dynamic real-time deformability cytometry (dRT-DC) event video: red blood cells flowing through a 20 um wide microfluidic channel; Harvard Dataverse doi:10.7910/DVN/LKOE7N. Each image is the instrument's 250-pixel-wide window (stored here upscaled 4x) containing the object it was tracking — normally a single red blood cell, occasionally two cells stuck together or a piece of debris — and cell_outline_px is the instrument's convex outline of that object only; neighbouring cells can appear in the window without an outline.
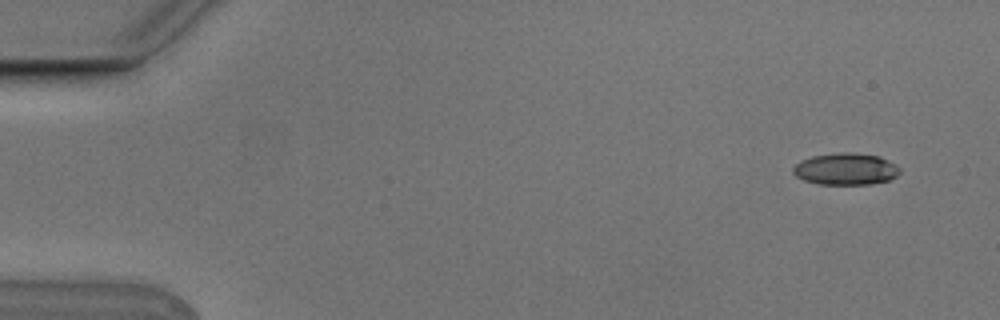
{"species": "Egyptian fruit bat (a non-hibernating species)", "species_latin": "Rousettus aegyptiacus", "temperature_condition": "cold", "stored_images_in_passage": 4, "camera_frame_rate_fps": 3000, "um_per_image_px": 0.085, "animal": {"sex": "male"}, "frame": {"image": 1, "passage_image": 1, "time_ms": 0.0, "image_size_px": [1000, 320], "cell_outline_px": [[900, 172], [896, 176], [888, 180], [872, 184], [816, 184], [804, 180], [796, 176], [792, 172], [792, 168], [800, 160], [812, 156], [840, 152], [852, 152], [880, 156], [896, 164], [900, 168]], "centroid_in_image_um": [71.88, 14.36], "position_along_channel_um": 13.1, "area_um2": 19.94}}
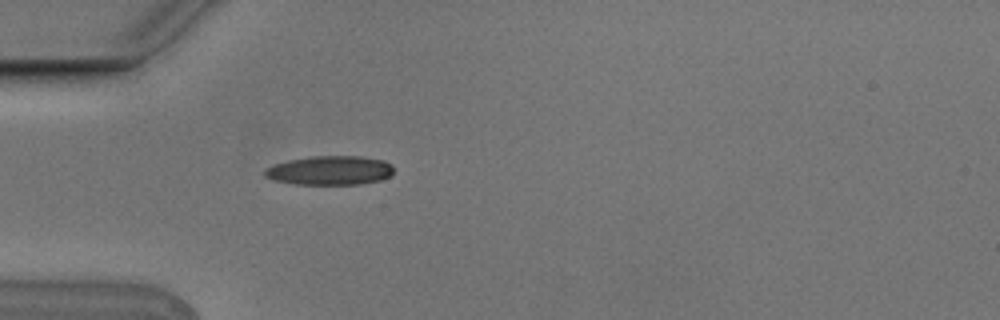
{"frame": {"image": 2, "passage_image": 4, "time_ms": 1.0, "image_size_px": [1000, 320], "cell_outline_px": [[392, 176], [380, 180], [360, 184], [296, 184], [276, 180], [264, 176], [264, 168], [288, 160], [312, 156], [360, 156], [384, 160], [392, 164]], "centroid_in_image_um": [28.07, 14.48], "position_along_channel_um": 56.9, "area_um2": 21.85}}